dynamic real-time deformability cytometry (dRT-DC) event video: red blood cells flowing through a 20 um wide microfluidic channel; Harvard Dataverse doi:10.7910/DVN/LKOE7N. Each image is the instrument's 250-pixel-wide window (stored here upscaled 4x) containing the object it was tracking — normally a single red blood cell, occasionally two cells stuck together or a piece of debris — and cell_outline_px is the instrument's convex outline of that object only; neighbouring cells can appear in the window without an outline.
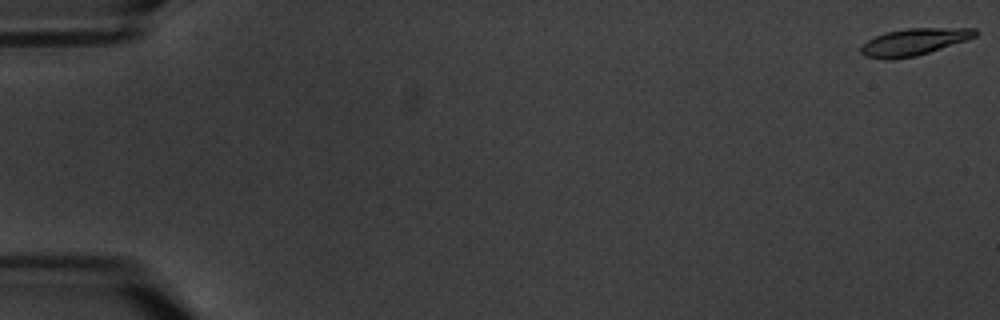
{"species": "common noctule bat (a hibernating species)", "species_latin": "Nyctalus noctula", "temperature_condition": "warm", "stored_images_in_passage": 6, "camera_frame_rate_fps": 3000, "um_per_image_px": 0.085, "animal": {"sex": "male", "body_mass_g": 20.1, "forearm_length_mm": 53.5}, "frame": {"image": 1, "passage_image": 1, "time_ms": 0.0, "image_size_px": [1000, 320], "cell_outline_px": [[980, 32], [976, 36], [968, 40], [916, 56], [892, 60], [884, 60], [864, 56], [860, 52], [860, 48], [868, 40], [884, 32], [908, 28], [976, 28]], "centroid_in_image_um": [77.7, 3.57], "position_along_channel_um": 7.3, "area_um2": 18.15}}
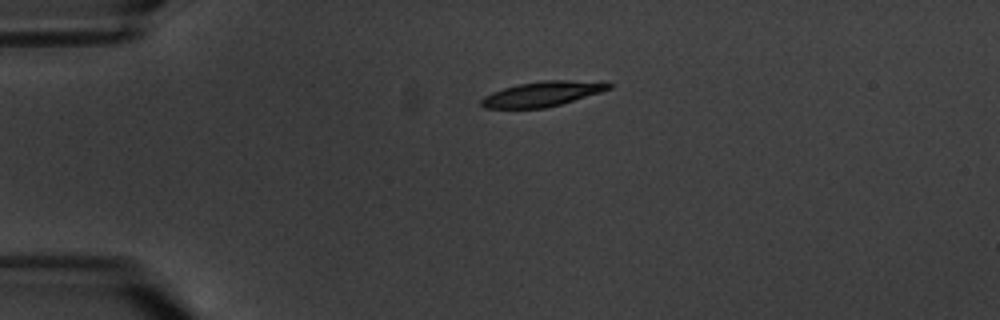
{"frame": {"image": 2, "passage_image": 5, "time_ms": 4.667, "image_size_px": [1000, 320], "cell_outline_px": [[612, 88], [600, 92], [560, 104], [544, 108], [484, 108], [480, 104], [480, 100], [484, 96], [492, 92], [516, 84], [544, 80], [568, 80], [612, 84]], "centroid_in_image_um": [46.01, 7.99], "position_along_channel_um": 39.0, "area_um2": 18.21}}